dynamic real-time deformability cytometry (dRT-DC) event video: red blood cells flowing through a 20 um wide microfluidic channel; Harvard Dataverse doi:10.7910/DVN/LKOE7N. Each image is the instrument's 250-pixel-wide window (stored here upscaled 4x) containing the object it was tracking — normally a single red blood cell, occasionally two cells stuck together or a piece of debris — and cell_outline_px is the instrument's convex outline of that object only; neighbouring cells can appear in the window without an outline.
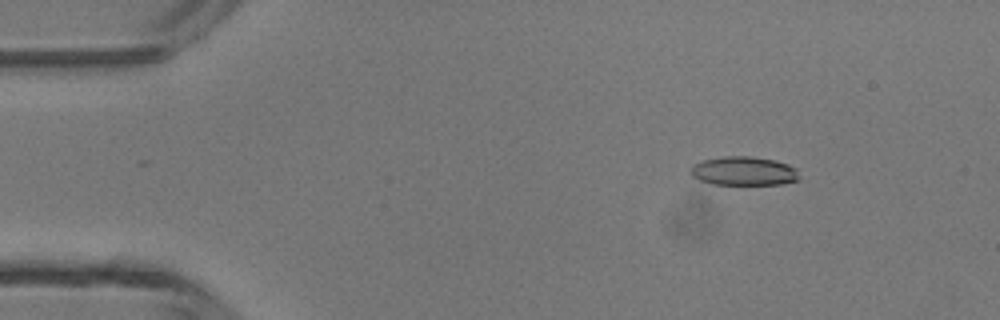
{"species": "common noctule bat (a hibernating species)", "species_latin": "Nyctalus noctula", "temperature_condition": "room temperature", "stored_images_in_passage": 42, "camera_frame_rate_fps": 3000, "um_per_image_px": 0.085, "animal": {"sex": "male", "body_mass_g": 13.3}, "frame": {"image": 1, "passage_image": 1, "time_ms": 0.0, "image_size_px": [1000, 320], "cell_outline_px": [[800, 180], [784, 184], [712, 184], [700, 180], [692, 176], [688, 172], [688, 168], [692, 164], [704, 160], [724, 156], [748, 156], [772, 160], [788, 164], [796, 168], [800, 176]], "centroid_in_image_um": [63.2, 14.54], "position_along_channel_um": 21.8, "area_um2": 18.44}}
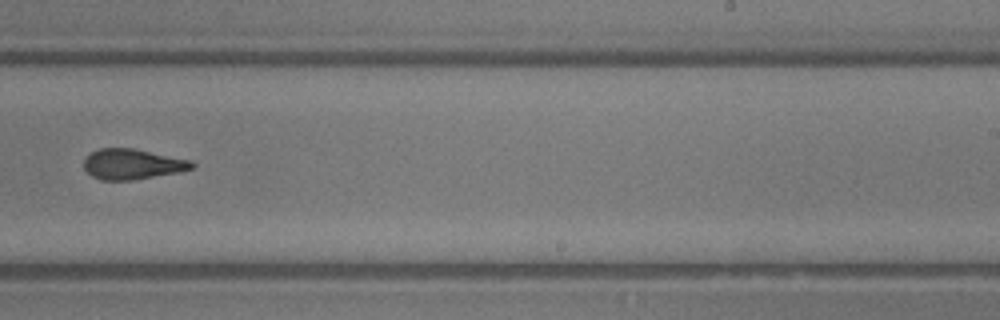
{"frame": {"image": 2, "passage_image": 24, "time_ms": 7.667, "image_size_px": [1000, 320], "cell_outline_px": [[196, 168], [180, 172], [132, 180], [100, 180], [92, 176], [84, 168], [84, 160], [92, 152], [100, 148], [132, 148], [192, 160], [196, 164]], "centroid_in_image_um": [11.3, 13.96], "position_along_channel_um": 277.7, "area_um2": 19.19}}
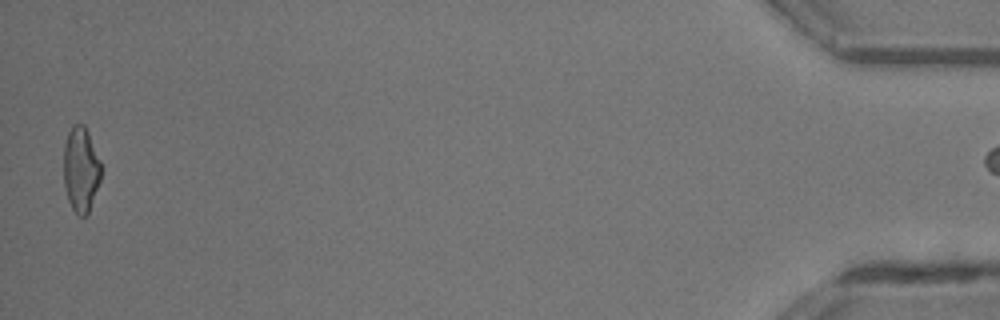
{"frame": {"image": 3, "passage_image": 41, "time_ms": 13.333, "image_size_px": [1000, 320], "cell_outline_px": [[100, 180], [88, 212], [84, 216], [76, 216], [68, 200], [64, 184], [64, 144], [68, 132], [72, 124], [84, 124], [88, 132], [100, 160]], "centroid_in_image_um": [6.85, 14.39], "position_along_channel_um": 428.3, "area_um2": 18.44}}